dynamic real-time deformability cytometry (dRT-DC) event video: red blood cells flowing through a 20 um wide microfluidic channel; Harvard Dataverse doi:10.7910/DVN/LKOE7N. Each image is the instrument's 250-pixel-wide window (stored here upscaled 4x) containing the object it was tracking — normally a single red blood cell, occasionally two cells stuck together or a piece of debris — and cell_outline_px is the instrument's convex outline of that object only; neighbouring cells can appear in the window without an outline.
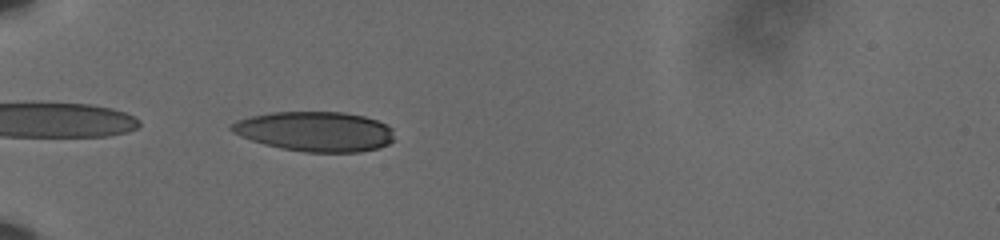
{"species": "human", "species_latin": "Homo sapiens", "temperature_condition": "cold", "stored_images_in_passage": 40, "camera_frame_rate_fps": 3000, "um_per_image_px": 0.085, "donor": {"sex": "male"}, "frame": {"image": 1, "passage_image": 1, "time_ms": 0.0, "image_size_px": [1000, 240], "cell_outline_px": [[392, 140], [388, 144], [376, 148], [360, 152], [304, 152], [280, 148], [264, 144], [240, 136], [232, 132], [228, 128], [228, 124], [236, 120], [252, 116], [272, 112], [344, 112], [364, 116], [388, 124], [392, 128]], "centroid_in_image_um": [26.75, 11.17], "position_along_channel_um": 58.3, "area_um2": 37.92}}
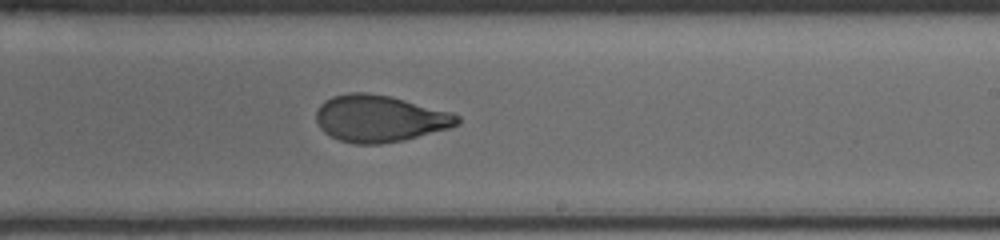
{"frame": {"image": 2, "passage_image": 19, "time_ms": 6.0, "image_size_px": [1000, 240], "cell_outline_px": [[460, 124], [448, 128], [404, 140], [380, 144], [352, 144], [340, 140], [324, 132], [320, 128], [316, 120], [316, 112], [320, 104], [324, 100], [332, 96], [348, 92], [368, 92], [392, 96], [452, 112], [460, 116]], "centroid_in_image_um": [32.27, 10.06], "position_along_channel_um": 256.7, "area_um2": 38.78}}
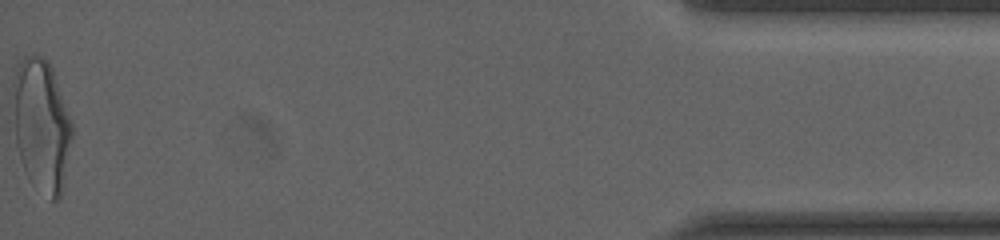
{"frame": {"image": 3, "passage_image": 40, "time_ms": 13.0, "image_size_px": [1000, 240], "cell_outline_px": [[72, 136], [64, 184], [60, 196], [56, 200], [52, 200], [24, 168], [20, 160], [16, 144], [12, 84], [12, 80], [16, 68], [20, 60], [24, 56], [44, 56], [52, 68], [72, 124]], "centroid_in_image_um": [3.52, 10.56], "position_along_channel_um": 431.7, "area_um2": 44.68}, "authors_computed_cell_mechanics": {"area_um2": 38.8994, "velocity_mm_per_s": 3.6084, "shape_relaxation_time_tau1_ms": 6.0019, "shape_relaxation_time_tau2_ms": 1.2336, "deformation_change_tau1": 0.1969, "deformation_change_tau2": 0.0722}}